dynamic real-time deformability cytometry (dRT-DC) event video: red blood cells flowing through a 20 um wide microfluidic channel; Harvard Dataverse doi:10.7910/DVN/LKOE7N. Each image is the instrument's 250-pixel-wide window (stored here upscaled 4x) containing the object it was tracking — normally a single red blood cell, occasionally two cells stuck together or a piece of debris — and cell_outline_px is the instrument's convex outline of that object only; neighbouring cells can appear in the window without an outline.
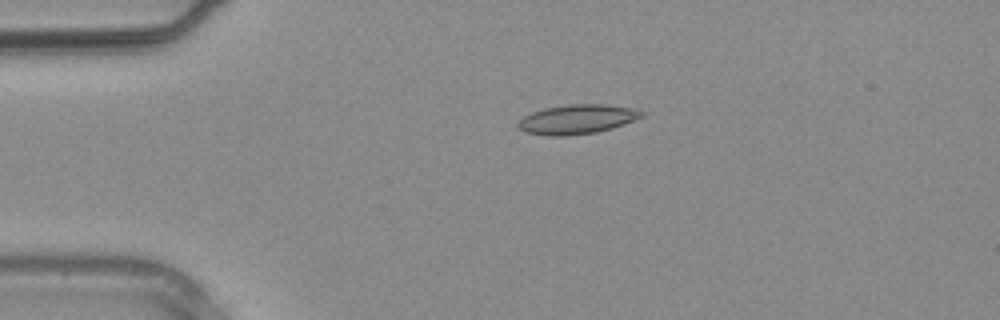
{"species": "common noctule bat (a hibernating species)", "species_latin": "Nyctalus noctula", "temperature_condition": "warm", "stored_images_in_passage": 1, "camera_frame_rate_fps": 3000, "um_per_image_px": 0.085, "animal": {"sex": "male", "body_mass_g": 20.4}, "frame": {"image": 1, "passage_image": 1, "time_ms": 0.0, "image_size_px": [1000, 320], "cell_outline_px": [[644, 116], [612, 128], [596, 132], [564, 136], [548, 136], [528, 132], [520, 128], [516, 124], [524, 116], [532, 112], [544, 108], [568, 104], [604, 104], [636, 108], [644, 112]], "centroid_in_image_um": [49.07, 10.12], "position_along_channel_um": 35.9, "area_um2": 21.1}}